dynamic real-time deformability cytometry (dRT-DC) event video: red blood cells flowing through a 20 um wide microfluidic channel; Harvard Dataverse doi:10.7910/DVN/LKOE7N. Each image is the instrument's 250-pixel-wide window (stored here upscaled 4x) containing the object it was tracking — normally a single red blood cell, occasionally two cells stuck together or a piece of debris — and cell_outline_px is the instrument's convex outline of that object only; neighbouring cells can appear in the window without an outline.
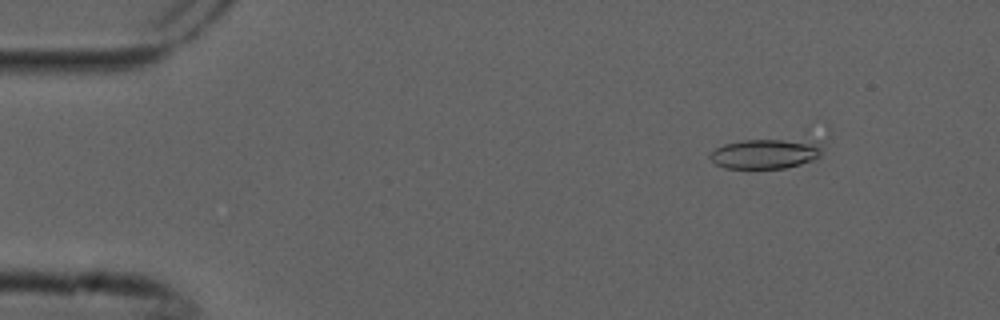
{"species": "common noctule bat (a hibernating species)", "species_latin": "Nyctalus noctula", "temperature_condition": "cold", "stored_images_in_passage": 5, "camera_frame_rate_fps": 3000, "um_per_image_px": 0.085, "animal": {"sex": "male", "forearm_length_mm": 52.5}, "frame": {"image": 1, "passage_image": 1, "time_ms": 0.0, "image_size_px": [1000, 320], "cell_outline_px": [[820, 156], [816, 160], [784, 168], [724, 168], [716, 164], [708, 156], [716, 148], [724, 144], [744, 140], [784, 140], [820, 144]], "centroid_in_image_um": [65.0, 13.09], "position_along_channel_um": 20.0, "area_um2": 19.02}}